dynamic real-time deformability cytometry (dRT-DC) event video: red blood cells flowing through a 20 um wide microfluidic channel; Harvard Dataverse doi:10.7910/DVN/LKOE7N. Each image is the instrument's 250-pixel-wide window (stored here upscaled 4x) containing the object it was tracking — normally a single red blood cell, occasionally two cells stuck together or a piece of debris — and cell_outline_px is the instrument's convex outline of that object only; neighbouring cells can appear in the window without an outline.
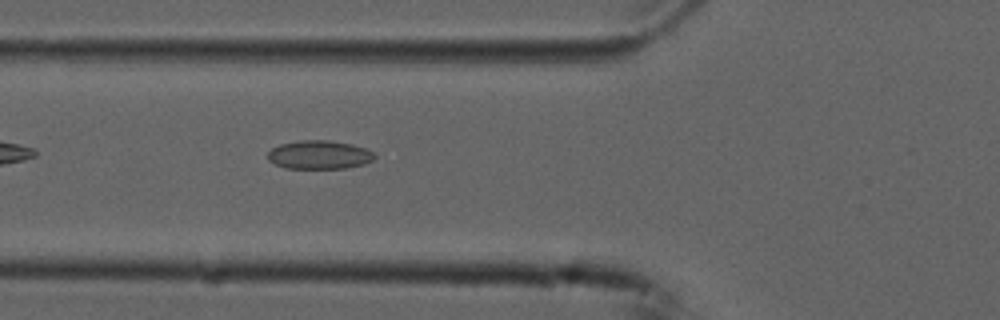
{"species": "common noctule bat (a hibernating species)", "species_latin": "Nyctalus noctula", "temperature_condition": "cold", "stored_images_in_passage": 37, "camera_frame_rate_fps": 3000, "um_per_image_px": 0.085, "animal": {"sex": "male", "forearm_length_mm": 52.5}, "frame": {"image": 1, "passage_image": 3, "time_ms": 0.667, "image_size_px": [1000, 320], "cell_outline_px": [[376, 156], [372, 160], [364, 164], [344, 168], [284, 168], [268, 160], [268, 152], [272, 148], [280, 144], [300, 140], [328, 140], [352, 144], [364, 148], [372, 152]], "centroid_in_image_um": [27.12, 13.15], "position_along_channel_um": 98.7, "area_um2": 17.69}}
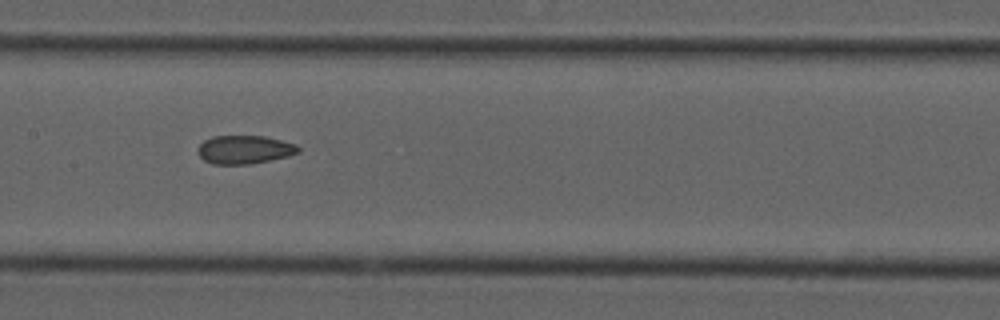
{"frame": {"image": 2, "passage_image": 10, "time_ms": 3.0, "image_size_px": [1000, 320], "cell_outline_px": [[300, 152], [288, 156], [252, 164], [212, 164], [204, 160], [196, 152], [196, 148], [204, 140], [212, 136], [264, 136], [296, 144], [300, 148]], "centroid_in_image_um": [20.76, 12.72], "position_along_channel_um": 186.6, "area_um2": 16.76}}
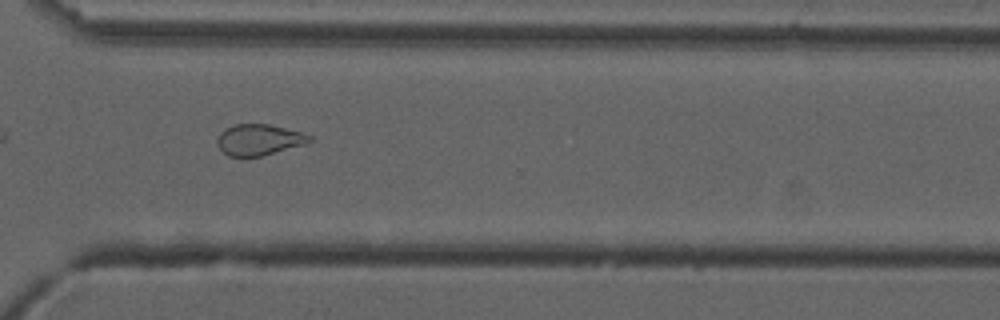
{"frame": {"image": 3, "passage_image": 23, "time_ms": 7.333, "image_size_px": [1000, 320], "cell_outline_px": [[312, 140], [308, 144], [260, 156], [228, 156], [216, 144], [216, 140], [220, 132], [224, 128], [232, 124], [268, 124], [300, 132], [312, 136]], "centroid_in_image_um": [22.0, 11.87], "position_along_channel_um": 348.6, "area_um2": 16.76}}